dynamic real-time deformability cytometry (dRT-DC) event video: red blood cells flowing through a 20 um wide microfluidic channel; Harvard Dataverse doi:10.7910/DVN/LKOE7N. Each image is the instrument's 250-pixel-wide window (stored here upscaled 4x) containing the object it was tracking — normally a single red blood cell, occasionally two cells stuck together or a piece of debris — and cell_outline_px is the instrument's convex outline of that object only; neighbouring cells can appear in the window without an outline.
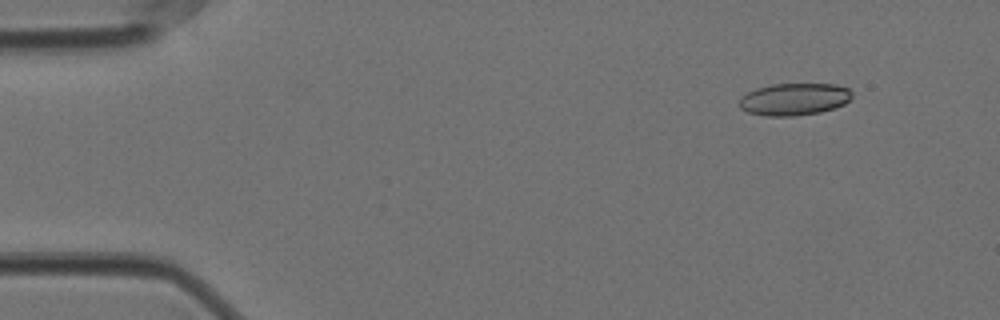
{"species": "Egyptian fruit bat (a non-hibernating species)", "species_latin": "Rousettus aegyptiacus", "temperature_condition": "cold", "stored_images_in_passage": 52, "camera_frame_rate_fps": 3000, "um_per_image_px": 0.085, "animal": {"sex": "female"}, "frame": {"image": 1, "passage_image": 1, "time_ms": 0.0, "image_size_px": [1000, 320], "cell_outline_px": [[852, 96], [844, 104], [820, 112], [796, 116], [768, 116], [748, 112], [740, 108], [740, 96], [756, 88], [772, 84], [836, 84], [848, 88], [852, 92]], "centroid_in_image_um": [67.5, 8.43], "position_along_channel_um": 17.5, "area_um2": 21.1}}
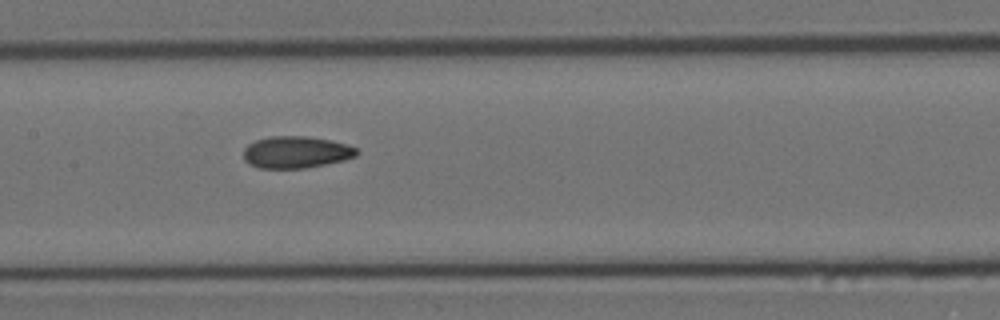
{"frame": {"image": 2, "passage_image": 23, "time_ms": 7.333, "image_size_px": [1000, 320], "cell_outline_px": [[360, 152], [356, 156], [344, 160], [304, 168], [260, 168], [248, 164], [244, 160], [244, 148], [248, 144], [256, 140], [268, 136], [308, 136], [332, 140], [348, 144], [356, 148]], "centroid_in_image_um": [25.17, 12.92], "position_along_channel_um": 182.2, "area_um2": 21.21}}
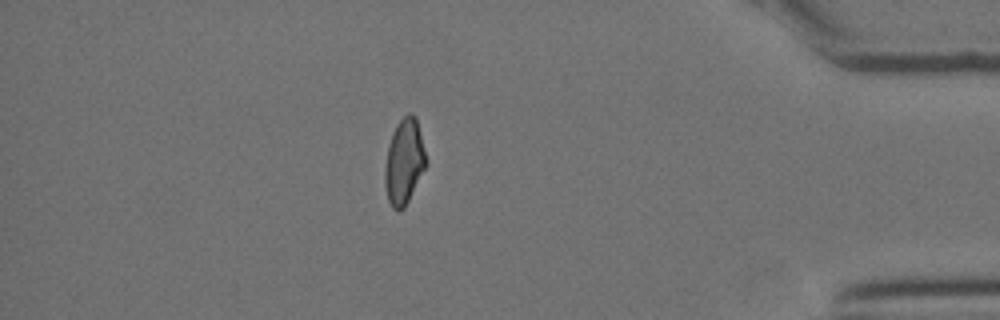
{"frame": {"image": 3, "passage_image": 45, "time_ms": 14.667, "image_size_px": [1000, 320], "cell_outline_px": [[424, 168], [404, 208], [400, 212], [396, 212], [392, 208], [388, 200], [384, 184], [384, 168], [388, 144], [392, 132], [396, 124], [408, 112], [412, 112], [416, 116], [424, 152]], "centroid_in_image_um": [34.29, 13.74], "position_along_channel_um": 400.9, "area_um2": 20.17}, "authors_computed_cell_mechanics": {"area_um2": 21.097, "velocity_mm_per_s": 3.541, "shape_relaxation_time_tau1_ms": 9.8118, "shape_relaxation_time_tau2_ms": 2.5596, "deformation_change_tau1": 0.1791, "deformation_change_tau2": 0.0881}}